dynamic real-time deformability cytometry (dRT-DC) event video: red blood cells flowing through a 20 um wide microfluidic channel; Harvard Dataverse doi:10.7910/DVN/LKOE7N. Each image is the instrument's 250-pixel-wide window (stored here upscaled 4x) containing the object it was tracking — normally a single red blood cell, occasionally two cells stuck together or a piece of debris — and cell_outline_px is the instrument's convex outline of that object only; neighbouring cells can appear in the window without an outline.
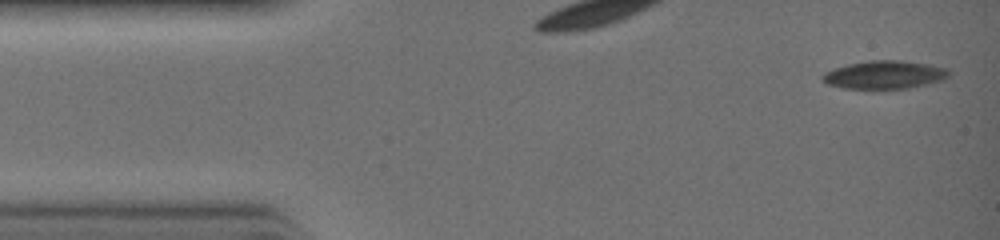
{"species": "common noctule bat (a hibernating species)", "species_latin": "Nyctalus noctula", "temperature_condition": "warm", "stored_images_in_passage": 32, "camera_frame_rate_fps": 3000, "um_per_image_px": 0.085, "animal": {"sex": "female", "body_mass_g": 19.0, "forearm_length_mm": 51.5}, "frame": {"image": 1, "passage_image": 1, "time_ms": 0.0, "image_size_px": [1000, 240], "cell_outline_px": [[952, 72], [944, 80], [928, 84], [908, 88], [844, 88], [828, 84], [820, 80], [820, 76], [824, 72], [848, 64], [868, 60], [900, 60], [928, 64], [948, 68]], "centroid_in_image_um": [75.21, 6.35], "position_along_channel_um": 9.8, "area_um2": 20.81}}
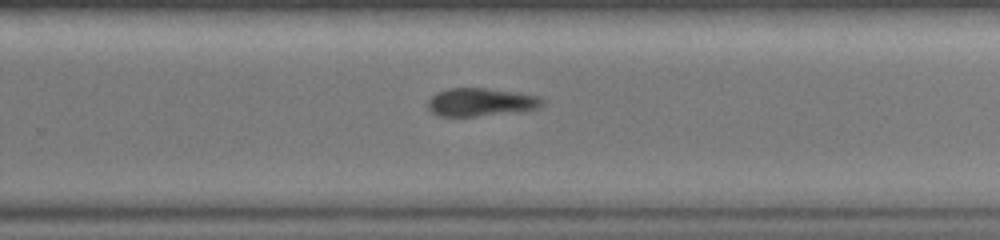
{"frame": {"image": 2, "passage_image": 20, "time_ms": 6.333, "image_size_px": [1000, 240], "cell_outline_px": [[544, 104], [536, 108], [520, 112], [476, 116], [436, 116], [428, 108], [428, 100], [432, 96], [448, 88], [484, 88], [520, 92], [540, 96], [544, 100]], "centroid_in_image_um": [40.91, 8.68], "position_along_channel_um": 288.9, "area_um2": 18.9}}
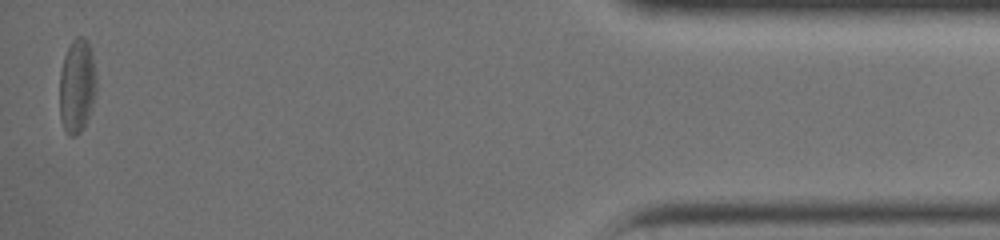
{"frame": {"image": 3, "passage_image": 31, "time_ms": 10.0, "image_size_px": [1000, 240], "cell_outline_px": [[96, 92], [88, 116], [80, 132], [76, 136], [68, 136], [64, 132], [60, 116], [60, 72], [64, 56], [72, 40], [76, 36], [84, 36], [88, 40], [92, 52], [96, 76]], "centroid_in_image_um": [6.54, 7.28], "position_along_channel_um": 428.7, "area_um2": 20.29}}